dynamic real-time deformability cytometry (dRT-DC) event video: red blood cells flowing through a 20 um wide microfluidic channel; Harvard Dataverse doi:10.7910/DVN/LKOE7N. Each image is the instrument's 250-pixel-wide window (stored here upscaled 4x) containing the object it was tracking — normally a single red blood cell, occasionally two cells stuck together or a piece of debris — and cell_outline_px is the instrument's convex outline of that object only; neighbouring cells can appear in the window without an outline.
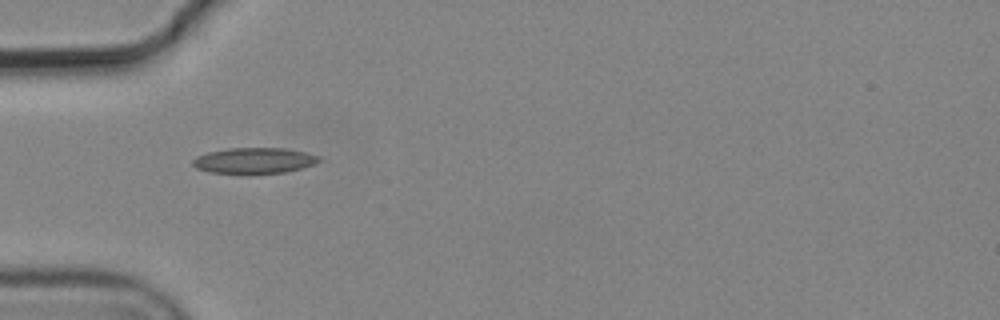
{"species": "common noctule bat (a hibernating species)", "species_latin": "Nyctalus noctula", "temperature_condition": "cold", "stored_images_in_passage": 11, "camera_frame_rate_fps": 3000, "um_per_image_px": 0.085, "animal": {"sex": "male", "body_mass_g": 19.2, "forearm_length_mm": 51.8}, "frame": {"image": 1, "passage_image": 5, "time_ms": 1.333, "image_size_px": [1000, 320], "cell_outline_px": [[320, 160], [312, 164], [300, 168], [284, 172], [208, 172], [196, 168], [192, 164], [192, 160], [196, 156], [208, 152], [228, 148], [284, 148], [304, 152], [320, 156]], "centroid_in_image_um": [21.56, 13.62], "position_along_channel_um": 63.4, "area_um2": 18.44}}
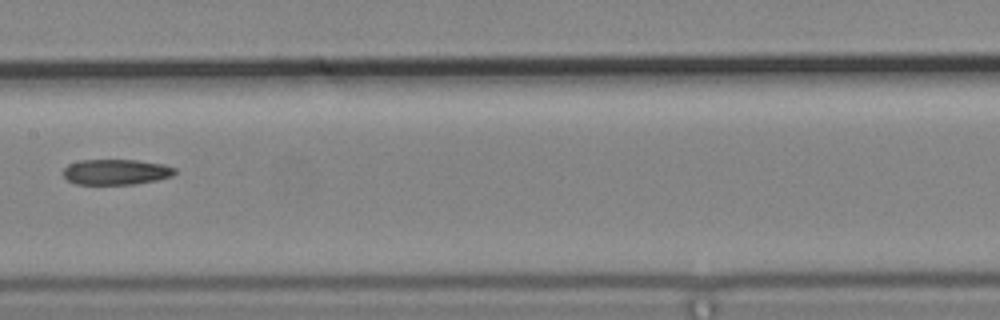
{"frame": {"image": 2, "passage_image": 8, "time_ms": 2.333, "image_size_px": [1000, 320], "cell_outline_px": [[176, 172], [172, 176], [156, 180], [132, 184], [76, 184], [68, 180], [64, 176], [64, 168], [68, 164], [80, 160], [136, 160], [164, 164], [176, 168]], "centroid_in_image_um": [9.87, 14.61], "position_along_channel_um": 197.5, "area_um2": 16.53}}
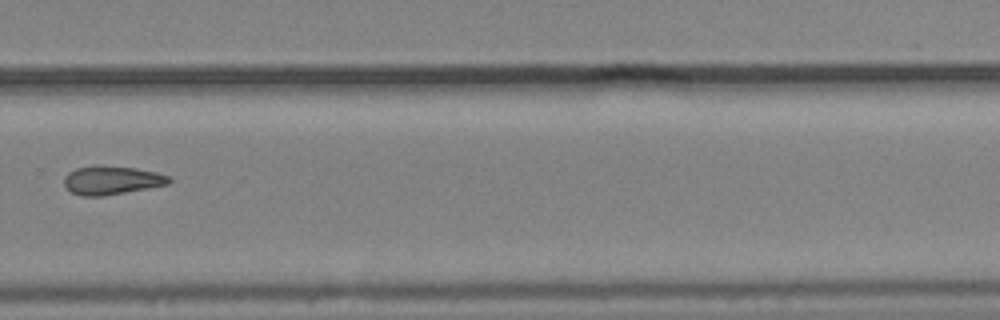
{"frame": {"image": 3, "passage_image": 11, "time_ms": 3.333, "image_size_px": [1000, 320], "cell_outline_px": [[172, 180], [168, 184], [148, 188], [104, 196], [80, 196], [72, 192], [64, 184], [64, 176], [68, 172], [76, 168], [92, 164], [136, 168], [156, 172], [168, 176]], "centroid_in_image_um": [9.46, 15.31], "position_along_channel_um": 320.3, "area_um2": 17.63}}